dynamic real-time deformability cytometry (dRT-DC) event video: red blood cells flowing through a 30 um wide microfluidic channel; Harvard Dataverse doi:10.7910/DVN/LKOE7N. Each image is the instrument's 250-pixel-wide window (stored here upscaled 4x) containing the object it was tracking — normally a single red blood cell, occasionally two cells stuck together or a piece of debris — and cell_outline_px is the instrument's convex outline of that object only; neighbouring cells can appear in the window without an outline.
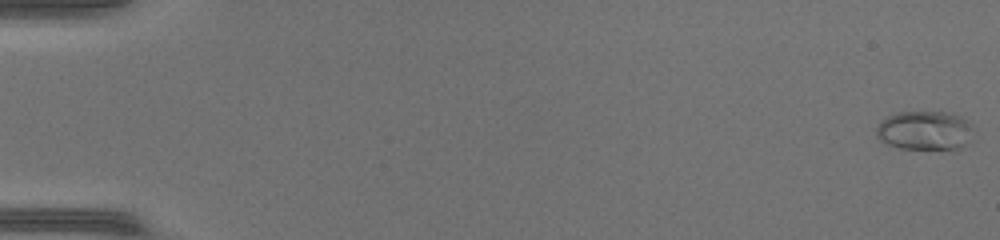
{"species": "common noctule bat (a hibernating species)", "species_latin": "Nyctalus noctula", "temperature_condition": "warm", "stored_images_in_passage": 49, "camera_frame_rate_fps": 3000, "um_per_image_px": 0.085, "animal": {"sex": "female", "body_mass_g": 17.0, "forearm_length_mm": 48.0}, "frame": {"image": 1, "passage_image": 1, "time_ms": 0.0, "image_size_px": [1000, 240], "cell_outline_px": [[964, 144], [956, 152], [900, 148], [888, 144], [880, 140], [876, 136], [876, 128], [888, 116], [896, 112], [944, 112], [960, 116], [964, 120]], "centroid_in_image_um": [78.46, 11.14], "position_along_channel_um": 6.5, "area_um2": 21.5}}
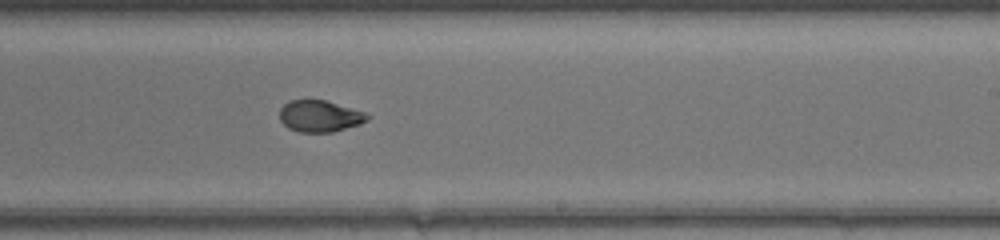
{"frame": {"image": 2, "passage_image": 31, "time_ms": 10.0, "image_size_px": [1000, 240], "cell_outline_px": [[372, 116], [368, 120], [360, 124], [332, 132], [300, 132], [288, 128], [280, 120], [280, 108], [288, 100], [324, 100], [364, 112]], "centroid_in_image_um": [27.17, 9.87], "position_along_channel_um": 261.8, "area_um2": 16.07}}
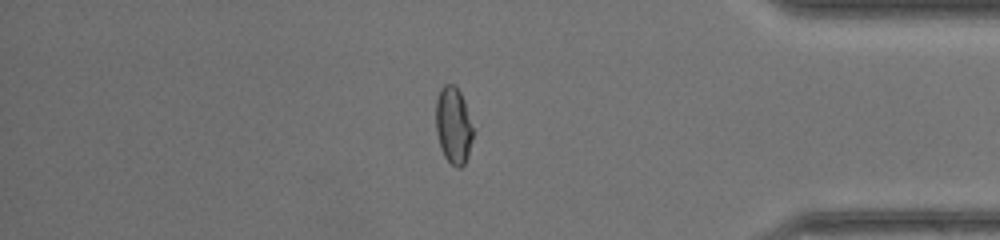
{"frame": {"image": 3, "passage_image": 42, "time_ms": 13.667, "image_size_px": [1000, 240], "cell_outline_px": [[472, 140], [468, 156], [464, 164], [460, 168], [456, 168], [444, 156], [440, 148], [436, 132], [436, 100], [440, 88], [444, 84], [456, 84], [464, 100], [472, 128]], "centroid_in_image_um": [38.52, 10.65], "position_along_channel_um": 396.7, "area_um2": 16.65}, "authors_computed_cell_mechanics": {"area_um2": 17.1666, "velocity_mm_per_s": 4.3858, "shape_relaxation_time_tau1_ms": 5.801, "shape_relaxation_time_tau2_ms": 1.2283, "deformation_change_tau1": 0.2385, "deformation_change_tau2": 0.0567}}